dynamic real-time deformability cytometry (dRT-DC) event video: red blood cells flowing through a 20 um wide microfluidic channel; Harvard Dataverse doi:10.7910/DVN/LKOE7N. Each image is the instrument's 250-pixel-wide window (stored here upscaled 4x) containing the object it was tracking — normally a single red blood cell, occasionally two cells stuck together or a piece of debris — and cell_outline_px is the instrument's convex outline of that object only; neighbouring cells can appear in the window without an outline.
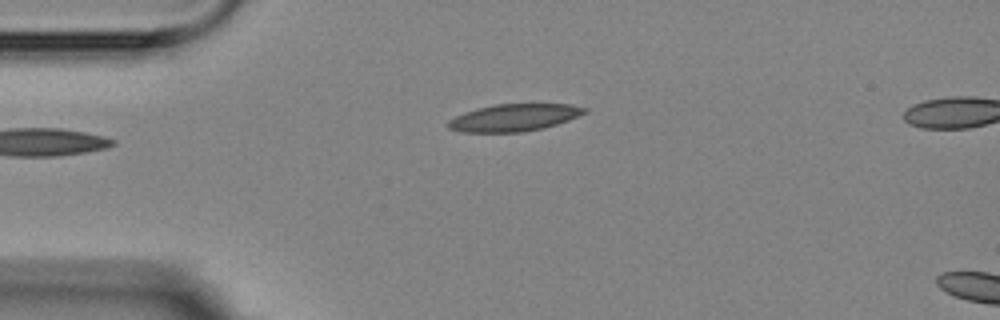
{"species": "Egyptian fruit bat (a non-hibernating species)", "species_latin": "Rousettus aegyptiacus", "temperature_condition": "room temperature", "stored_images_in_passage": 4, "camera_frame_rate_fps": 3000, "um_per_image_px": 0.085, "animal": {"sex": "female"}, "frame": {"image": 1, "passage_image": 4, "time_ms": 3.667, "image_size_px": [1000, 320], "cell_outline_px": [[588, 112], [568, 120], [556, 124], [524, 132], [460, 132], [448, 128], [448, 120], [464, 112], [476, 108], [492, 104], [572, 104], [588, 108]], "centroid_in_image_um": [43.69, 9.98], "position_along_channel_um": 41.3, "area_um2": 21.68}}